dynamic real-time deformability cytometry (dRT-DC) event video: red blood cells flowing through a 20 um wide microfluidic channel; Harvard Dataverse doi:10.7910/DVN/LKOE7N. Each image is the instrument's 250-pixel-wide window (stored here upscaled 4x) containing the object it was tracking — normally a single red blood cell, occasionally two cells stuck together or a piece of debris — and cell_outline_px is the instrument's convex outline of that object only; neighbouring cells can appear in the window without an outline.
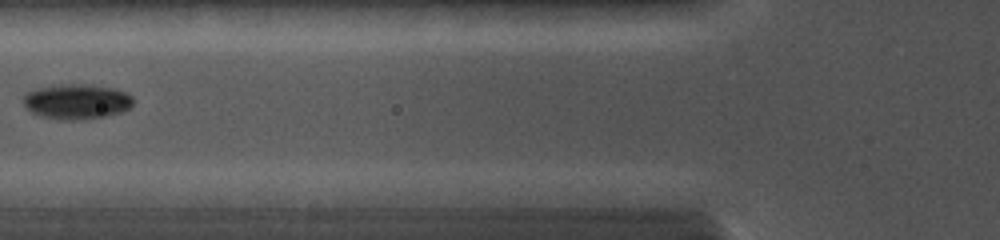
{"species": "common noctule bat (a hibernating species)", "species_latin": "Nyctalus noctula", "temperature_condition": "cold", "stored_images_in_passage": 11, "camera_frame_rate_fps": 5000, "um_per_image_px": 0.085, "animal": {"sex": "female", "body_mass_g": 19.0, "forearm_length_mm": 56.7}, "frame": {"image": 1, "passage_image": 5, "time_ms": 2.4, "image_size_px": [1000, 240], "cell_outline_px": [[132, 104], [124, 112], [104, 116], [72, 120], [60, 120], [40, 116], [32, 112], [24, 104], [24, 96], [28, 92], [36, 88], [60, 84], [84, 84], [112, 88], [124, 92], [132, 96]], "centroid_in_image_um": [6.51, 8.63], "position_along_channel_um": 119.3, "area_um2": 22.25}}
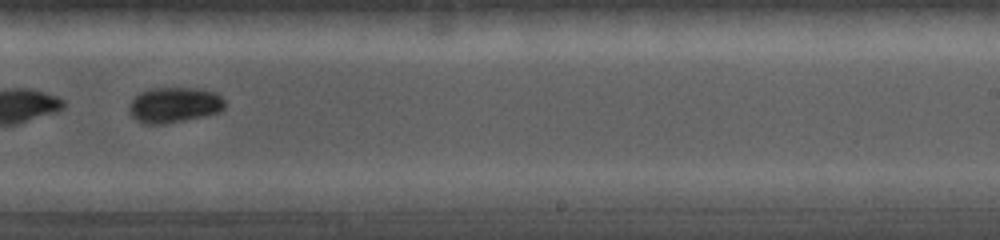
{"frame": {"image": 2, "passage_image": 11, "time_ms": 6.0, "image_size_px": [1000, 240], "cell_outline_px": [[224, 108], [220, 112], [208, 116], [164, 124], [144, 124], [136, 120], [128, 112], [128, 104], [140, 92], [152, 88], [196, 88], [216, 92], [224, 100]], "centroid_in_image_um": [14.81, 8.93], "position_along_channel_um": 274.2, "area_um2": 20.06}}